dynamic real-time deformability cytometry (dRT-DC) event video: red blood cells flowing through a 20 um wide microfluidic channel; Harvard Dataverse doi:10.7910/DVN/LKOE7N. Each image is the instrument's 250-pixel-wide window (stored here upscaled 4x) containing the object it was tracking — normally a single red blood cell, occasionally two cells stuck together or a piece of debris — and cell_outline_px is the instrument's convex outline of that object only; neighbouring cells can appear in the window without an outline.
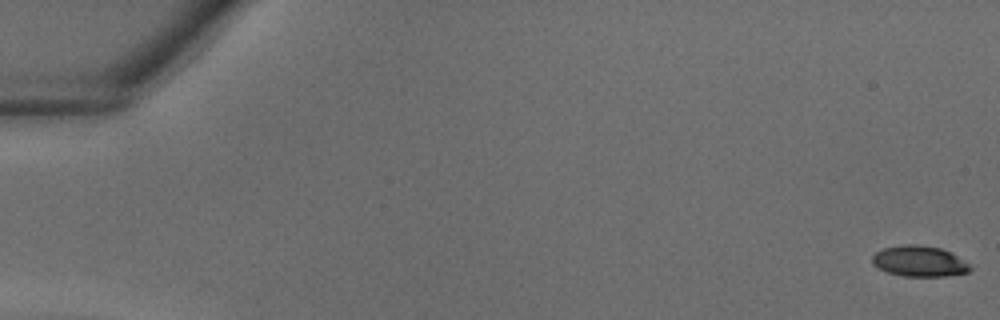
{"species": "common noctule bat (a hibernating species)", "species_latin": "Nyctalus noctula", "temperature_condition": "warm", "stored_images_in_passage": 13, "camera_frame_rate_fps": 3000, "um_per_image_px": 0.085, "animal": {"sex": "male", "body_mass_g": 18.8}, "frame": {"image": 1, "passage_image": 1, "time_ms": 0.0, "image_size_px": [1000, 320], "cell_outline_px": [[972, 268], [968, 272], [944, 276], [900, 276], [888, 272], [872, 264], [872, 256], [876, 252], [884, 248], [904, 244], [916, 244], [940, 248], [956, 256], [968, 264]], "centroid_in_image_um": [78.1, 22.2], "position_along_channel_um": 6.9, "area_um2": 17.28}}